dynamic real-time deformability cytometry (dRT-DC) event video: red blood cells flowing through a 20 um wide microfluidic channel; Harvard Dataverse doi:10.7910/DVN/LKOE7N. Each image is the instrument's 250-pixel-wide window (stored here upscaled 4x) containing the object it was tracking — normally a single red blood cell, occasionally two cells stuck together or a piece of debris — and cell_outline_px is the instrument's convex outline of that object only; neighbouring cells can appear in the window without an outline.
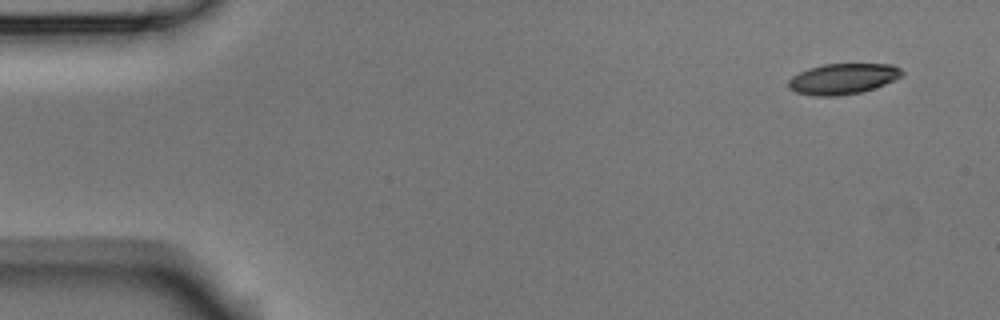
{"species": "Egyptian fruit bat (a non-hibernating species)", "species_latin": "Rousettus aegyptiacus", "temperature_condition": "room temperature", "stored_images_in_passage": 4, "camera_frame_rate_fps": 3000, "um_per_image_px": 0.085, "animal": {"sex": "male"}, "frame": {"image": 1, "passage_image": 1, "time_ms": 0.0, "image_size_px": [1000, 320], "cell_outline_px": [[904, 72], [900, 76], [884, 84], [860, 92], [836, 96], [816, 96], [796, 92], [788, 88], [788, 80], [792, 76], [808, 68], [824, 64], [892, 64], [900, 68]], "centroid_in_image_um": [71.6, 6.69], "position_along_channel_um": 13.4, "area_um2": 20.11}}